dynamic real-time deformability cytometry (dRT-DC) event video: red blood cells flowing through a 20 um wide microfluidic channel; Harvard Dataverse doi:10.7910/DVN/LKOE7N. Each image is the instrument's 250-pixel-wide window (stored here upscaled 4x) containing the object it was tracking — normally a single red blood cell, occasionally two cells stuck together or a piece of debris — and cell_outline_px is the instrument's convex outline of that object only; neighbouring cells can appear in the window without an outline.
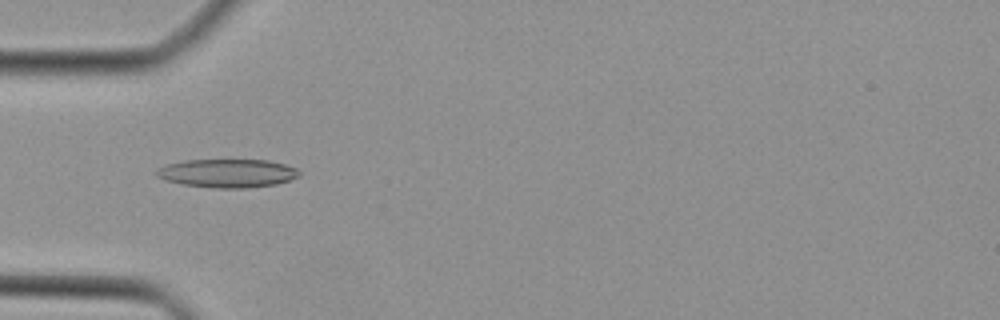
{"species": "Egyptian fruit bat (a non-hibernating species)", "species_latin": "Rousettus aegyptiacus", "temperature_condition": "cold", "stored_images_in_passage": 36, "camera_frame_rate_fps": 3000, "um_per_image_px": 0.085, "animal": {"sex": "female"}, "frame": {"image": 1, "passage_image": 6, "time_ms": 1.667, "image_size_px": [1000, 320], "cell_outline_px": [[300, 176], [276, 184], [244, 188], [216, 188], [184, 184], [164, 180], [156, 176], [156, 172], [160, 168], [168, 164], [184, 160], [268, 160], [284, 164], [296, 168], [300, 172]], "centroid_in_image_um": [19.34, 14.72], "position_along_channel_um": 65.7, "area_um2": 23.47}}
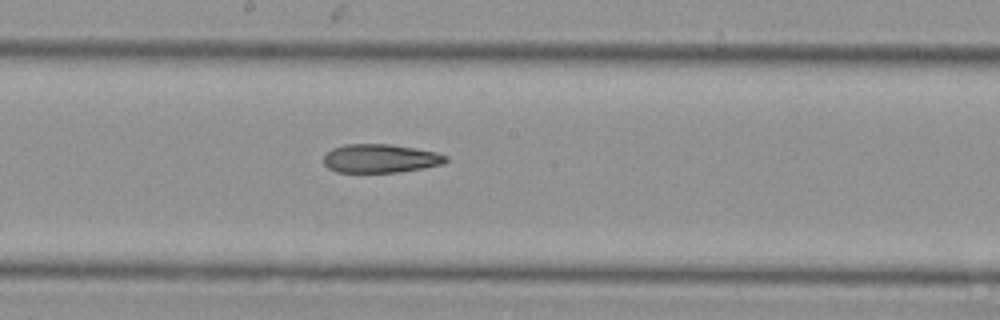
{"frame": {"image": 2, "passage_image": 16, "time_ms": 5.0, "image_size_px": [1000, 320], "cell_outline_px": [[448, 160], [444, 164], [396, 172], [336, 172], [328, 168], [324, 164], [324, 156], [332, 148], [344, 144], [388, 144], [416, 148], [436, 152], [448, 156]], "centroid_in_image_um": [32.33, 13.46], "position_along_channel_um": 215.9, "area_um2": 20.35}}
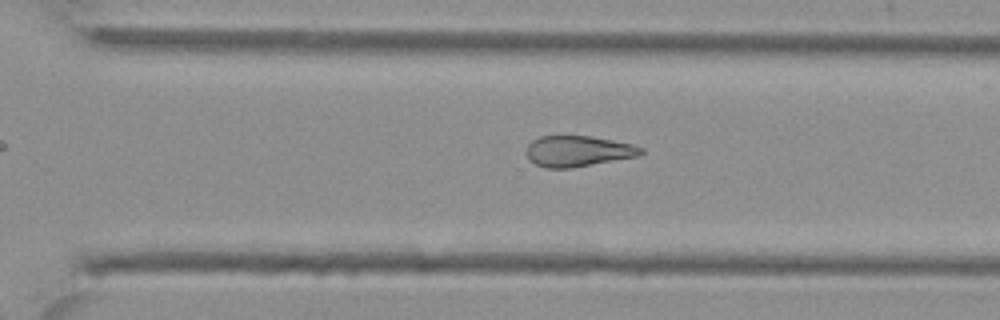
{"frame": {"image": 3, "passage_image": 23, "time_ms": 7.333, "image_size_px": [1000, 320], "cell_outline_px": [[644, 152], [640, 156], [572, 168], [544, 168], [528, 160], [528, 144], [532, 140], [540, 136], [588, 136], [632, 144], [644, 148]], "centroid_in_image_um": [49.15, 12.86], "position_along_channel_um": 321.5, "area_um2": 20.58}}